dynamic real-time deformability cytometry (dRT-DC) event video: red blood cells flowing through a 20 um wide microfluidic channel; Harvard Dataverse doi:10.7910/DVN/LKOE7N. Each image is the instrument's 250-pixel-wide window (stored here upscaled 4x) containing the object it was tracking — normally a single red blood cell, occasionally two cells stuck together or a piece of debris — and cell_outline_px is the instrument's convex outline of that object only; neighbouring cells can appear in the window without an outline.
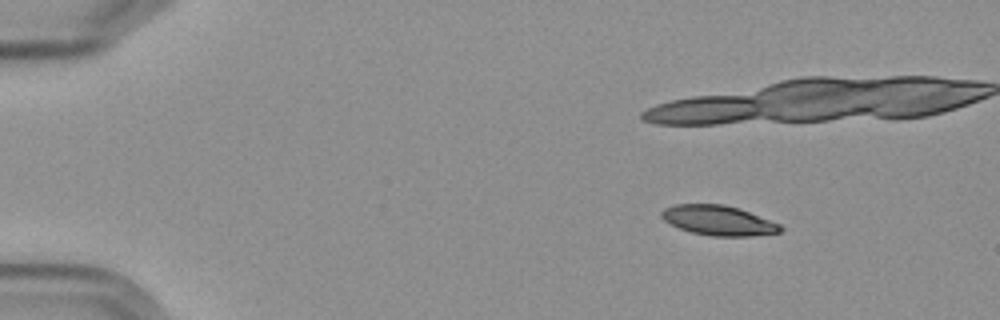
{"species": "Egyptian fruit bat (a non-hibernating species)", "species_latin": "Rousettus aegyptiacus", "temperature_condition": "cold", "stored_images_in_passage": 6, "camera_frame_rate_fps": 3000, "um_per_image_px": 0.085, "frame": {"image": 1, "passage_image": 3, "time_ms": 2.333, "image_size_px": [1000, 320], "cell_outline_px": [[784, 228], [780, 232], [752, 236], [712, 236], [692, 232], [680, 228], [664, 220], [660, 216], [660, 212], [664, 208], [676, 204], [724, 204], [740, 208], [780, 224]], "centroid_in_image_um": [61.08, 18.73], "position_along_channel_um": 23.9, "area_um2": 20.69}}